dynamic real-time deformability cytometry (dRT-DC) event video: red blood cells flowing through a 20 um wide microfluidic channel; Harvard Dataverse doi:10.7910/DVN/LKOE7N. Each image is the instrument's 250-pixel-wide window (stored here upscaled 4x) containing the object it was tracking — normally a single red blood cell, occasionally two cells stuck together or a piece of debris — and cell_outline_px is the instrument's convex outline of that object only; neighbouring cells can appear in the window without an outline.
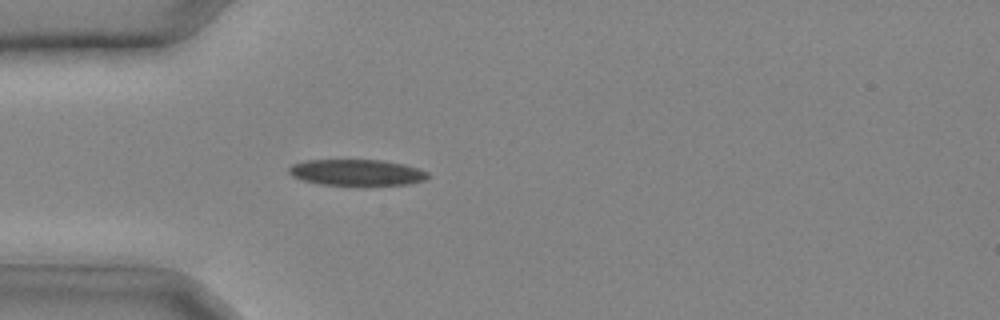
{"species": "common noctule bat (a hibernating species)", "species_latin": "Nyctalus noctula", "temperature_condition": "cold", "stored_images_in_passage": 23, "camera_frame_rate_fps": 3000, "um_per_image_px": 0.085, "animal": {"sex": "male", "body_mass_g": 20.4}, "frame": {"image": 1, "passage_image": 1, "time_ms": 0.0, "image_size_px": [1000, 320], "cell_outline_px": [[428, 176], [424, 180], [408, 184], [320, 184], [304, 180], [292, 176], [288, 172], [288, 168], [292, 164], [308, 160], [380, 160], [404, 164], [428, 172]], "centroid_in_image_um": [30.29, 14.64], "position_along_channel_um": 54.7, "area_um2": 20.69}}
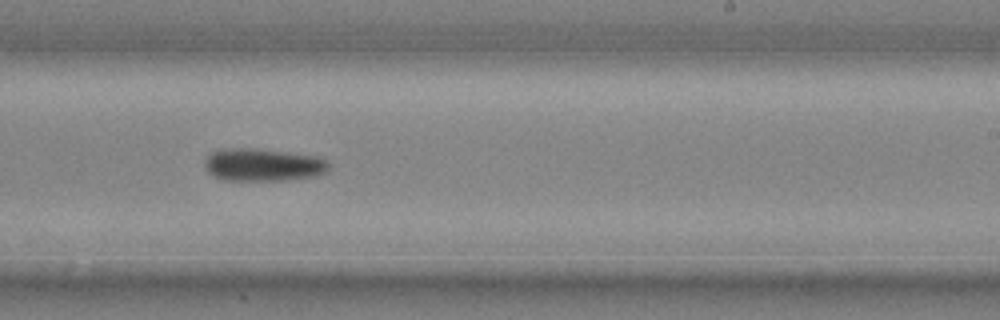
{"frame": {"image": 2, "passage_image": 12, "time_ms": 3.667, "image_size_px": [1000, 320], "cell_outline_px": [[328, 172], [316, 176], [292, 180], [224, 180], [212, 176], [208, 172], [204, 164], [204, 160], [212, 152], [228, 148], [256, 148], [316, 156], [328, 160]], "centroid_in_image_um": [22.37, 14.02], "position_along_channel_um": 266.6, "area_um2": 23.81}}
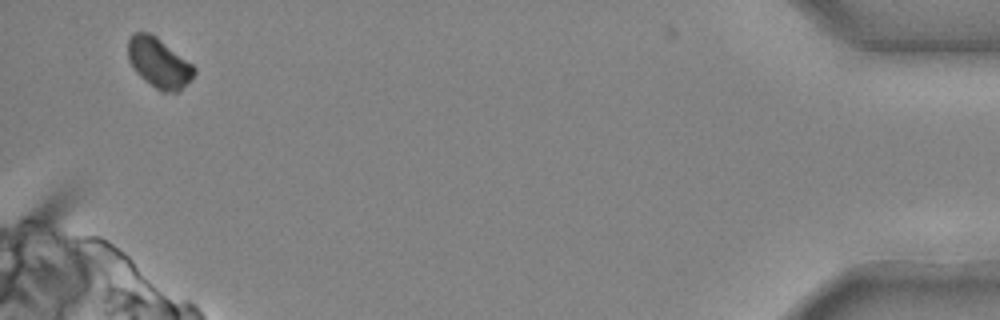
{"frame": {"image": 3, "passage_image": 23, "time_ms": 7.333, "image_size_px": [1000, 320], "cell_outline_px": [[196, 72], [176, 92], [160, 92], [140, 76], [136, 72], [128, 60], [128, 40], [132, 32], [148, 32], [156, 36], [192, 64], [196, 68]], "centroid_in_image_um": [13.46, 5.32], "position_along_channel_um": 421.7, "area_um2": 18.96}}